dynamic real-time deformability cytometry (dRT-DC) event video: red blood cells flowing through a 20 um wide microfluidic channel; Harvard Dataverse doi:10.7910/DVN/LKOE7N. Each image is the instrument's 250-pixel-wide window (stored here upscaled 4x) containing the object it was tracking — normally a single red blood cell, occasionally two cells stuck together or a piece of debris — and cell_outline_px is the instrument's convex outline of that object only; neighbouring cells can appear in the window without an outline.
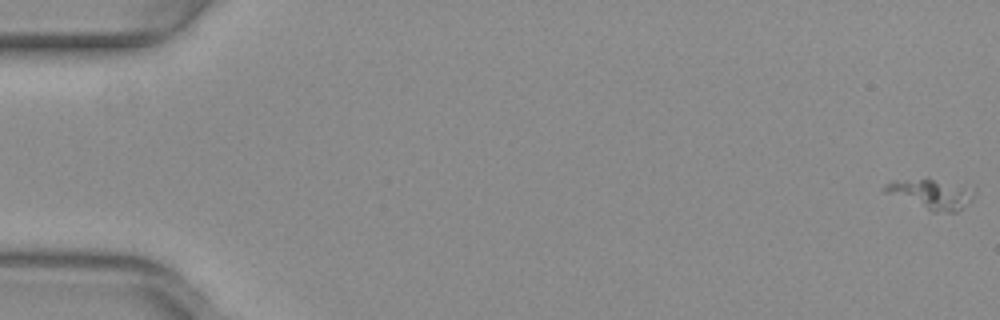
{"species": "common noctule bat (a hibernating species)", "species_latin": "Nyctalus noctula", "temperature_condition": "warm", "stored_images_in_passage": 54, "camera_frame_rate_fps": 3000, "um_per_image_px": 0.085, "animal": {"sex": "female", "body_mass_g": 29.2, "forearm_length_mm": 56.3}, "frame": {"image": 1, "passage_image": 1, "time_ms": 0.0, "image_size_px": [1000, 320], "cell_outline_px": [[976, 188], [972, 196], [956, 212], [932, 212], [884, 192], [880, 188], [892, 180], [924, 176], [928, 176]], "centroid_in_image_um": [79.09, 16.42], "position_along_channel_um": 5.9, "area_um2": 16.13}}
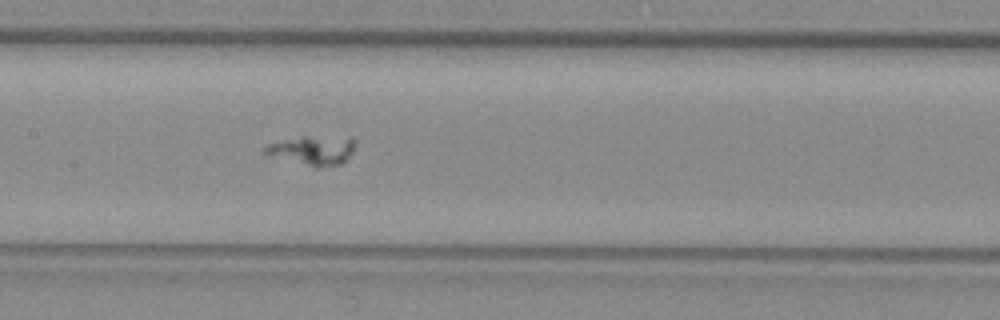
{"frame": {"image": 2, "passage_image": 27, "time_ms": 8.667, "image_size_px": [1000, 320], "cell_outline_px": [[356, 144], [352, 152], [340, 164], [320, 168], [316, 168], [264, 152], [264, 148], [268, 144], [304, 136], [352, 136], [356, 140]], "centroid_in_image_um": [26.7, 12.75], "position_along_channel_um": 180.7, "area_um2": 15.14}}
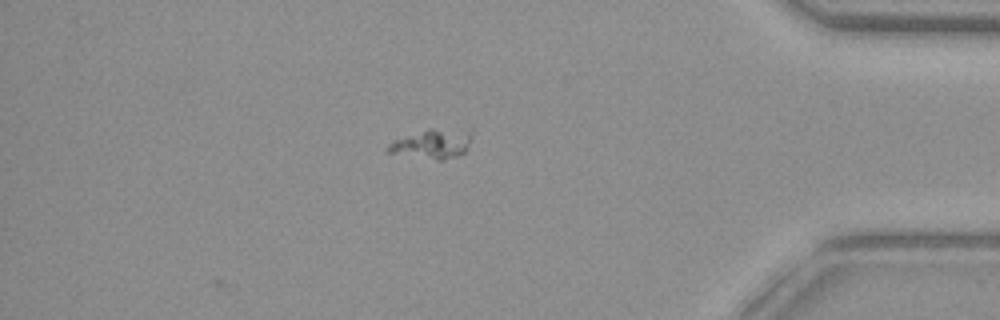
{"frame": {"image": 3, "passage_image": 46, "time_ms": 15.0, "image_size_px": [1000, 320], "cell_outline_px": [[472, 136], [464, 152], [456, 156], [444, 160], [436, 160], [384, 152], [384, 148], [392, 140], [428, 128], [472, 128]], "centroid_in_image_um": [36.73, 12.2], "position_along_channel_um": 398.5, "area_um2": 14.91}}